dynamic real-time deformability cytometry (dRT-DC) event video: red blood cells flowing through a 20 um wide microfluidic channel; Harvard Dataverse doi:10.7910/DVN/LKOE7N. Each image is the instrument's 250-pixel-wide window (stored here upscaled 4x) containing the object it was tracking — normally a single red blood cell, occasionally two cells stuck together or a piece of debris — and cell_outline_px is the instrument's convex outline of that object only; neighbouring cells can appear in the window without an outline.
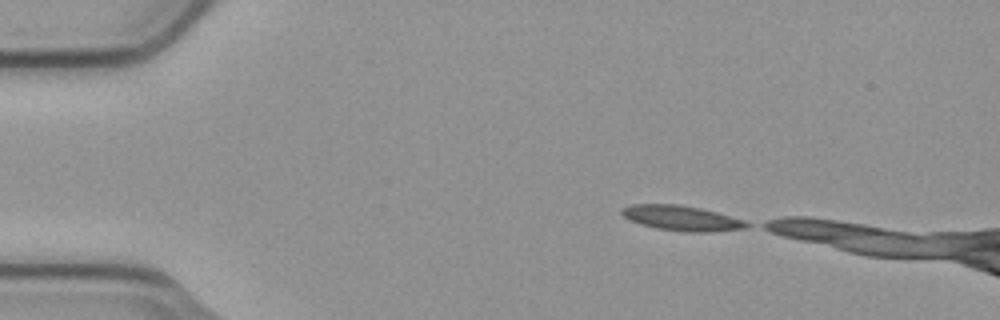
{"species": "common noctule bat (a hibernating species)", "species_latin": "Nyctalus noctula", "temperature_condition": "cold", "stored_images_in_passage": 3, "camera_frame_rate_fps": 3000, "um_per_image_px": 0.085, "animal": {"sex": "male", "body_mass_g": 23.1, "forearm_length_mm": 52.7}, "frame": {"image": 1, "passage_image": 1, "time_ms": 0.0, "image_size_px": [1000, 320], "cell_outline_px": [[752, 224], [748, 228], [708, 232], [684, 232], [656, 228], [640, 224], [628, 220], [620, 212], [620, 208], [632, 204], [680, 204], [700, 208], [716, 212], [744, 220]], "centroid_in_image_um": [57.93, 18.54], "position_along_channel_um": 27.1, "area_um2": 18.44}}